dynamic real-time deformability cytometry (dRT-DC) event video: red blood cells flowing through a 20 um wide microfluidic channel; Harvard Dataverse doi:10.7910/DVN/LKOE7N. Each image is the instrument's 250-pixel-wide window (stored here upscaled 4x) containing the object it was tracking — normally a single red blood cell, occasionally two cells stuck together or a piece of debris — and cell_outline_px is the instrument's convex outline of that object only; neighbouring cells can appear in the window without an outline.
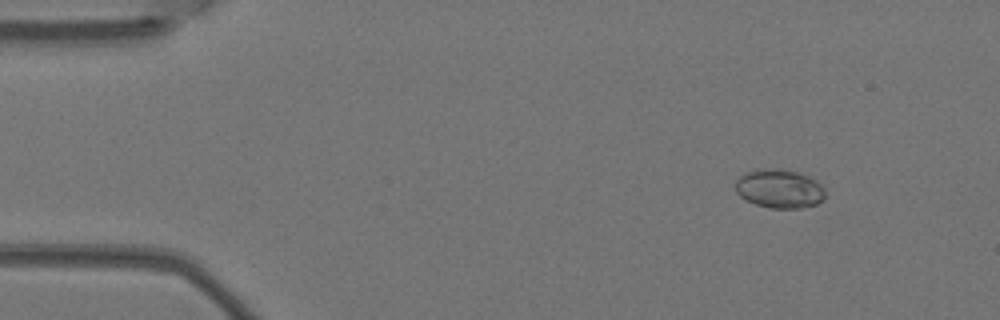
{"species": "Egyptian fruit bat (a non-hibernating species)", "species_latin": "Rousettus aegyptiacus", "temperature_condition": "warm", "stored_images_in_passage": 7, "camera_frame_rate_fps": 3000, "um_per_image_px": 0.085, "animal": {"sex": "female"}, "frame": {"image": 1, "passage_image": 1, "time_ms": 0.0, "image_size_px": [1000, 320], "cell_outline_px": [[824, 200], [816, 204], [800, 208], [772, 208], [756, 204], [740, 196], [736, 192], [736, 180], [744, 172], [756, 168], [780, 168], [796, 172], [808, 176], [816, 180], [824, 188]], "centroid_in_image_um": [66.24, 16.02], "position_along_channel_um": 18.8, "area_um2": 20.4}}
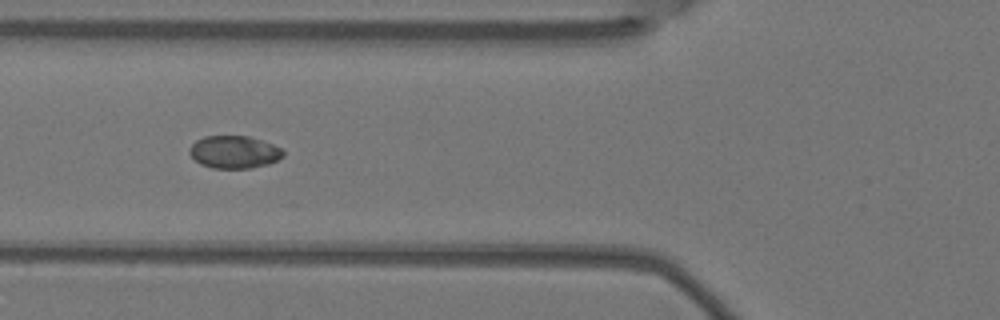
{"frame": {"image": 2, "passage_image": 5, "time_ms": 1.333, "image_size_px": [1000, 320], "cell_outline_px": [[284, 156], [268, 164], [252, 168], [212, 168], [200, 164], [188, 152], [188, 148], [196, 140], [204, 136], [248, 136], [284, 148]], "centroid_in_image_um": [19.9, 12.92], "position_along_channel_um": 105.9, "area_um2": 17.86}}
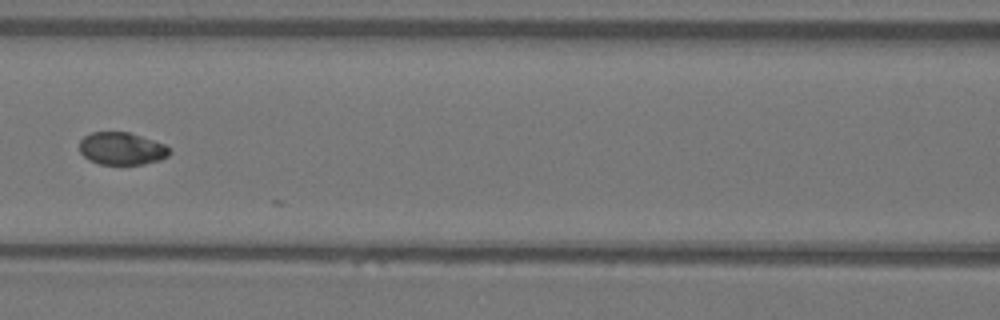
{"frame": {"image": 3, "passage_image": 6, "time_ms": 1.667, "image_size_px": [1000, 320], "cell_outline_px": [[172, 152], [168, 156], [160, 160], [144, 164], [100, 164], [88, 160], [80, 152], [80, 140], [84, 136], [92, 132], [128, 132], [164, 144], [172, 148]], "centroid_in_image_um": [10.36, 12.63], "position_along_channel_um": 156.2, "area_um2": 17.11}}